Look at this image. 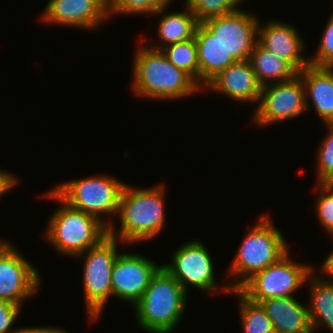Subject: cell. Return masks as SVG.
<instances>
[{"instance_id": "9c48e42d", "label": "cell", "mask_w": 333, "mask_h": 333, "mask_svg": "<svg viewBox=\"0 0 333 333\" xmlns=\"http://www.w3.org/2000/svg\"><path fill=\"white\" fill-rule=\"evenodd\" d=\"M255 106L252 123L257 127H267L303 114L307 109L302 78L297 74L290 80L262 87Z\"/></svg>"}, {"instance_id": "44dd1931", "label": "cell", "mask_w": 333, "mask_h": 333, "mask_svg": "<svg viewBox=\"0 0 333 333\" xmlns=\"http://www.w3.org/2000/svg\"><path fill=\"white\" fill-rule=\"evenodd\" d=\"M313 271L307 281L310 285L308 310L312 330L326 327L333 332V282L323 279Z\"/></svg>"}, {"instance_id": "4dcf8cb0", "label": "cell", "mask_w": 333, "mask_h": 333, "mask_svg": "<svg viewBox=\"0 0 333 333\" xmlns=\"http://www.w3.org/2000/svg\"><path fill=\"white\" fill-rule=\"evenodd\" d=\"M16 176L9 173V171H5L0 169V197L6 194L9 190L14 188L16 183L19 182Z\"/></svg>"}, {"instance_id": "4fadbf2b", "label": "cell", "mask_w": 333, "mask_h": 333, "mask_svg": "<svg viewBox=\"0 0 333 333\" xmlns=\"http://www.w3.org/2000/svg\"><path fill=\"white\" fill-rule=\"evenodd\" d=\"M39 270L12 244L0 254V299L22 307L40 288Z\"/></svg>"}, {"instance_id": "ffe728a7", "label": "cell", "mask_w": 333, "mask_h": 333, "mask_svg": "<svg viewBox=\"0 0 333 333\" xmlns=\"http://www.w3.org/2000/svg\"><path fill=\"white\" fill-rule=\"evenodd\" d=\"M167 8H161L153 15H163L160 17L157 24V34L159 36L160 43H156L151 48L161 50L163 47L188 41L194 38L195 30L198 25V21L189 7L185 5V11L166 12Z\"/></svg>"}, {"instance_id": "e0dca14e", "label": "cell", "mask_w": 333, "mask_h": 333, "mask_svg": "<svg viewBox=\"0 0 333 333\" xmlns=\"http://www.w3.org/2000/svg\"><path fill=\"white\" fill-rule=\"evenodd\" d=\"M194 38L199 63V86L203 89L214 77L237 60L203 23H198Z\"/></svg>"}, {"instance_id": "2e32d148", "label": "cell", "mask_w": 333, "mask_h": 333, "mask_svg": "<svg viewBox=\"0 0 333 333\" xmlns=\"http://www.w3.org/2000/svg\"><path fill=\"white\" fill-rule=\"evenodd\" d=\"M222 93L241 103H258L262 86L249 60L237 61L214 77L203 90ZM245 101V102H244Z\"/></svg>"}, {"instance_id": "d4e9b609", "label": "cell", "mask_w": 333, "mask_h": 333, "mask_svg": "<svg viewBox=\"0 0 333 333\" xmlns=\"http://www.w3.org/2000/svg\"><path fill=\"white\" fill-rule=\"evenodd\" d=\"M190 8L198 23L208 19L226 15L238 10L240 0H185L184 3Z\"/></svg>"}, {"instance_id": "d590c367", "label": "cell", "mask_w": 333, "mask_h": 333, "mask_svg": "<svg viewBox=\"0 0 333 333\" xmlns=\"http://www.w3.org/2000/svg\"><path fill=\"white\" fill-rule=\"evenodd\" d=\"M329 234L333 237V228H332V230L329 232Z\"/></svg>"}, {"instance_id": "30bf717a", "label": "cell", "mask_w": 333, "mask_h": 333, "mask_svg": "<svg viewBox=\"0 0 333 333\" xmlns=\"http://www.w3.org/2000/svg\"><path fill=\"white\" fill-rule=\"evenodd\" d=\"M212 261L206 246L197 239L179 246L172 254V263L162 266L187 293L190 285L206 293L215 294L220 287L216 285L215 266Z\"/></svg>"}, {"instance_id": "f546056e", "label": "cell", "mask_w": 333, "mask_h": 333, "mask_svg": "<svg viewBox=\"0 0 333 333\" xmlns=\"http://www.w3.org/2000/svg\"><path fill=\"white\" fill-rule=\"evenodd\" d=\"M22 307L0 299V333H18L19 327L10 329L18 318Z\"/></svg>"}, {"instance_id": "8992f818", "label": "cell", "mask_w": 333, "mask_h": 333, "mask_svg": "<svg viewBox=\"0 0 333 333\" xmlns=\"http://www.w3.org/2000/svg\"><path fill=\"white\" fill-rule=\"evenodd\" d=\"M125 184L113 176L103 174L60 183L52 190L69 206L94 216L109 229L113 220L106 221L103 214H118Z\"/></svg>"}, {"instance_id": "603a6c76", "label": "cell", "mask_w": 333, "mask_h": 333, "mask_svg": "<svg viewBox=\"0 0 333 333\" xmlns=\"http://www.w3.org/2000/svg\"><path fill=\"white\" fill-rule=\"evenodd\" d=\"M240 302V319L244 333H271L273 324L261 303L250 300L239 289L231 290Z\"/></svg>"}, {"instance_id": "5b68a950", "label": "cell", "mask_w": 333, "mask_h": 333, "mask_svg": "<svg viewBox=\"0 0 333 333\" xmlns=\"http://www.w3.org/2000/svg\"><path fill=\"white\" fill-rule=\"evenodd\" d=\"M44 196L60 203L44 233L58 253L76 258L108 235V228L97 218L69 206L52 189Z\"/></svg>"}, {"instance_id": "9a60e30c", "label": "cell", "mask_w": 333, "mask_h": 333, "mask_svg": "<svg viewBox=\"0 0 333 333\" xmlns=\"http://www.w3.org/2000/svg\"><path fill=\"white\" fill-rule=\"evenodd\" d=\"M258 24L257 42L279 59L286 61L297 73L310 65L302 54L305 43L294 26L278 20Z\"/></svg>"}, {"instance_id": "52a82bcc", "label": "cell", "mask_w": 333, "mask_h": 333, "mask_svg": "<svg viewBox=\"0 0 333 333\" xmlns=\"http://www.w3.org/2000/svg\"><path fill=\"white\" fill-rule=\"evenodd\" d=\"M119 242L122 241L108 234L96 246L76 256L85 258L82 278L90 324L100 319L105 304L112 296L111 273L119 254L117 250Z\"/></svg>"}, {"instance_id": "e575fe53", "label": "cell", "mask_w": 333, "mask_h": 333, "mask_svg": "<svg viewBox=\"0 0 333 333\" xmlns=\"http://www.w3.org/2000/svg\"><path fill=\"white\" fill-rule=\"evenodd\" d=\"M11 245V243L8 241L4 240H0V254L5 251L9 246Z\"/></svg>"}, {"instance_id": "ac0fdd59", "label": "cell", "mask_w": 333, "mask_h": 333, "mask_svg": "<svg viewBox=\"0 0 333 333\" xmlns=\"http://www.w3.org/2000/svg\"><path fill=\"white\" fill-rule=\"evenodd\" d=\"M298 74L304 83L307 111L314 106L324 124H333V68L309 65Z\"/></svg>"}, {"instance_id": "7402d4cb", "label": "cell", "mask_w": 333, "mask_h": 333, "mask_svg": "<svg viewBox=\"0 0 333 333\" xmlns=\"http://www.w3.org/2000/svg\"><path fill=\"white\" fill-rule=\"evenodd\" d=\"M249 61L262 87L290 80L298 74L286 61L279 59L258 42L251 52Z\"/></svg>"}, {"instance_id": "3957f363", "label": "cell", "mask_w": 333, "mask_h": 333, "mask_svg": "<svg viewBox=\"0 0 333 333\" xmlns=\"http://www.w3.org/2000/svg\"><path fill=\"white\" fill-rule=\"evenodd\" d=\"M188 293L162 266L134 305L138 326L148 333H172L185 313Z\"/></svg>"}, {"instance_id": "277c9868", "label": "cell", "mask_w": 333, "mask_h": 333, "mask_svg": "<svg viewBox=\"0 0 333 333\" xmlns=\"http://www.w3.org/2000/svg\"><path fill=\"white\" fill-rule=\"evenodd\" d=\"M288 243L267 214L260 216L244 236L229 266V274L235 279L221 289L226 293L239 289L255 273L277 262L289 251ZM232 282V283H231Z\"/></svg>"}, {"instance_id": "ba28073f", "label": "cell", "mask_w": 333, "mask_h": 333, "mask_svg": "<svg viewBox=\"0 0 333 333\" xmlns=\"http://www.w3.org/2000/svg\"><path fill=\"white\" fill-rule=\"evenodd\" d=\"M289 251L277 262L255 273L239 290L250 300L261 302L277 297H291L306 284L311 266L292 261Z\"/></svg>"}, {"instance_id": "f1b7e54d", "label": "cell", "mask_w": 333, "mask_h": 333, "mask_svg": "<svg viewBox=\"0 0 333 333\" xmlns=\"http://www.w3.org/2000/svg\"><path fill=\"white\" fill-rule=\"evenodd\" d=\"M309 62L315 67L333 68V12L325 26L317 51L309 58Z\"/></svg>"}, {"instance_id": "7c38bea8", "label": "cell", "mask_w": 333, "mask_h": 333, "mask_svg": "<svg viewBox=\"0 0 333 333\" xmlns=\"http://www.w3.org/2000/svg\"><path fill=\"white\" fill-rule=\"evenodd\" d=\"M161 267L138 253L118 254L111 273L112 296L134 306Z\"/></svg>"}, {"instance_id": "484cf974", "label": "cell", "mask_w": 333, "mask_h": 333, "mask_svg": "<svg viewBox=\"0 0 333 333\" xmlns=\"http://www.w3.org/2000/svg\"><path fill=\"white\" fill-rule=\"evenodd\" d=\"M328 134L321 141L317 151L316 175L318 183L333 184V124H325Z\"/></svg>"}, {"instance_id": "d6986e66", "label": "cell", "mask_w": 333, "mask_h": 333, "mask_svg": "<svg viewBox=\"0 0 333 333\" xmlns=\"http://www.w3.org/2000/svg\"><path fill=\"white\" fill-rule=\"evenodd\" d=\"M291 297H277L266 299L260 303L264 307L279 333H313L308 306Z\"/></svg>"}, {"instance_id": "8fae6325", "label": "cell", "mask_w": 333, "mask_h": 333, "mask_svg": "<svg viewBox=\"0 0 333 333\" xmlns=\"http://www.w3.org/2000/svg\"><path fill=\"white\" fill-rule=\"evenodd\" d=\"M245 11L239 8L203 22L237 61L249 60L258 40V16Z\"/></svg>"}, {"instance_id": "1f68e13d", "label": "cell", "mask_w": 333, "mask_h": 333, "mask_svg": "<svg viewBox=\"0 0 333 333\" xmlns=\"http://www.w3.org/2000/svg\"><path fill=\"white\" fill-rule=\"evenodd\" d=\"M18 333H69L66 329H62L54 326H38V327H28L19 328Z\"/></svg>"}, {"instance_id": "7a4b0ae2", "label": "cell", "mask_w": 333, "mask_h": 333, "mask_svg": "<svg viewBox=\"0 0 333 333\" xmlns=\"http://www.w3.org/2000/svg\"><path fill=\"white\" fill-rule=\"evenodd\" d=\"M133 61L131 89L135 96L168 101L203 91L188 73L170 63L161 50L141 45Z\"/></svg>"}, {"instance_id": "83f0119b", "label": "cell", "mask_w": 333, "mask_h": 333, "mask_svg": "<svg viewBox=\"0 0 333 333\" xmlns=\"http://www.w3.org/2000/svg\"><path fill=\"white\" fill-rule=\"evenodd\" d=\"M174 0H124L111 14L127 15L128 14H149L153 15L161 8H168Z\"/></svg>"}, {"instance_id": "6da1fadb", "label": "cell", "mask_w": 333, "mask_h": 333, "mask_svg": "<svg viewBox=\"0 0 333 333\" xmlns=\"http://www.w3.org/2000/svg\"><path fill=\"white\" fill-rule=\"evenodd\" d=\"M165 193L163 183L143 189L125 184L117 214L120 228L117 231L113 224L108 234L122 241L123 246L155 238L166 223Z\"/></svg>"}, {"instance_id": "cb8c5ba5", "label": "cell", "mask_w": 333, "mask_h": 333, "mask_svg": "<svg viewBox=\"0 0 333 333\" xmlns=\"http://www.w3.org/2000/svg\"><path fill=\"white\" fill-rule=\"evenodd\" d=\"M161 51L170 63L188 73L199 85V63L195 38L167 45Z\"/></svg>"}, {"instance_id": "d6a6232c", "label": "cell", "mask_w": 333, "mask_h": 333, "mask_svg": "<svg viewBox=\"0 0 333 333\" xmlns=\"http://www.w3.org/2000/svg\"><path fill=\"white\" fill-rule=\"evenodd\" d=\"M324 261L322 263L323 266L321 265L320 267V271L323 274L321 277L325 280L333 282V250L328 254V256H326ZM324 275L327 277H323Z\"/></svg>"}, {"instance_id": "836d02e7", "label": "cell", "mask_w": 333, "mask_h": 333, "mask_svg": "<svg viewBox=\"0 0 333 333\" xmlns=\"http://www.w3.org/2000/svg\"><path fill=\"white\" fill-rule=\"evenodd\" d=\"M124 0H104L103 5L106 11L111 15V13L123 2Z\"/></svg>"}, {"instance_id": "4316f807", "label": "cell", "mask_w": 333, "mask_h": 333, "mask_svg": "<svg viewBox=\"0 0 333 333\" xmlns=\"http://www.w3.org/2000/svg\"><path fill=\"white\" fill-rule=\"evenodd\" d=\"M316 186L320 190L315 204L316 218L329 233L333 228V184L318 183Z\"/></svg>"}, {"instance_id": "5bb4252c", "label": "cell", "mask_w": 333, "mask_h": 333, "mask_svg": "<svg viewBox=\"0 0 333 333\" xmlns=\"http://www.w3.org/2000/svg\"><path fill=\"white\" fill-rule=\"evenodd\" d=\"M41 21L51 25L96 29L110 18L101 0H49Z\"/></svg>"}]
</instances>
